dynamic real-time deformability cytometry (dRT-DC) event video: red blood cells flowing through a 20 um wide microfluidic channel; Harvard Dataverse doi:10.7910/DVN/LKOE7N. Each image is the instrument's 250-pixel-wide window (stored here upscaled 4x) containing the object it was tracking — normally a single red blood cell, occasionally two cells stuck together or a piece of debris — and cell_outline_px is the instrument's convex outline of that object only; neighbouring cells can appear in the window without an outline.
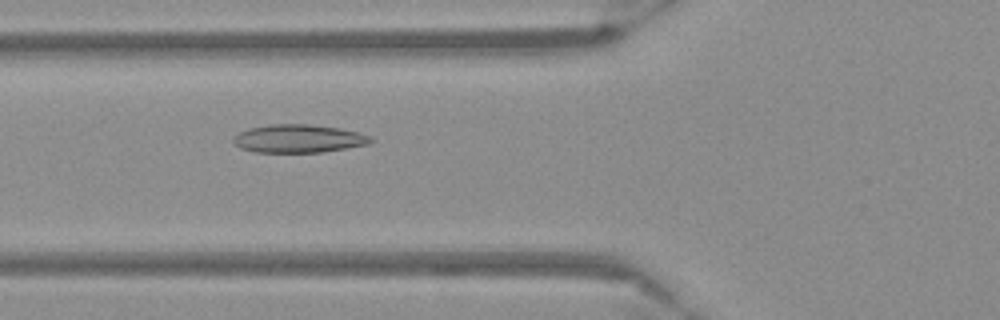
{"species": "Egyptian fruit bat (a non-hibernating species)", "species_latin": "Rousettus aegyptiacus", "temperature_condition": "warm", "stored_images_in_passage": 55, "camera_frame_rate_fps": 3000, "um_per_image_px": 0.085, "frame": {"image": 1, "passage_image": 21, "time_ms": 6.667, "image_size_px": [1000, 320], "cell_outline_px": [[376, 140], [368, 144], [324, 152], [256, 152], [240, 148], [232, 140], [232, 136], [248, 128], [272, 124], [308, 124], [340, 128], [360, 132], [372, 136]], "centroid_in_image_um": [25.41, 11.78], "position_along_channel_um": 100.4, "area_um2": 22.72}}
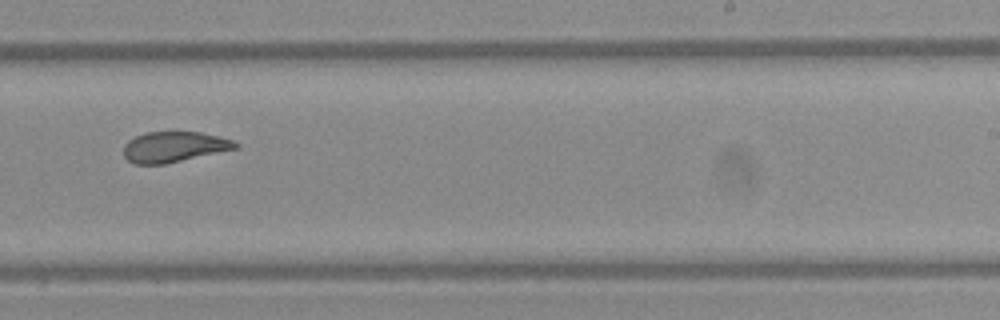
{"frame": {"image": 2, "passage_image": 35, "time_ms": 11.333, "image_size_px": [1000, 320], "cell_outline_px": [[240, 148], [164, 164], [132, 164], [124, 156], [124, 144], [128, 140], [144, 132], [200, 132], [220, 136], [232, 140], [240, 144]], "centroid_in_image_um": [14.81, 12.48], "position_along_channel_um": 274.2, "area_um2": 20.06}}
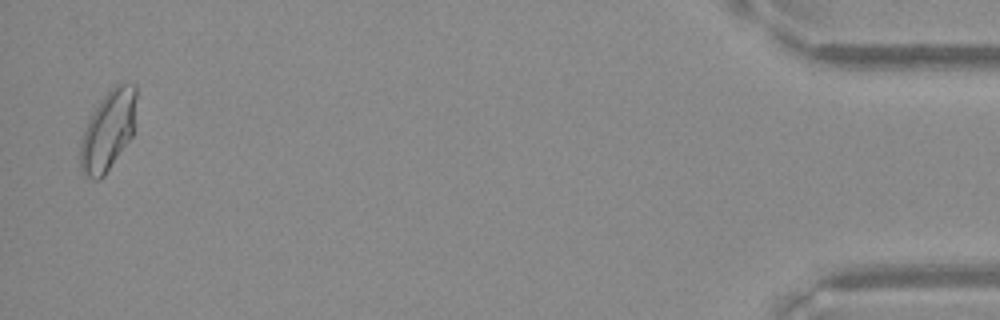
{"frame": {"image": 3, "passage_image": 54, "time_ms": 17.667, "image_size_px": [1000, 320], "cell_outline_px": [[136, 96], [132, 136], [104, 176], [96, 180], [84, 176], [80, 168], [80, 144], [84, 128], [92, 112], [100, 100], [116, 84], [136, 84]], "centroid_in_image_um": [9.16, 11.12], "position_along_channel_um": 426.0, "area_um2": 25.84}}